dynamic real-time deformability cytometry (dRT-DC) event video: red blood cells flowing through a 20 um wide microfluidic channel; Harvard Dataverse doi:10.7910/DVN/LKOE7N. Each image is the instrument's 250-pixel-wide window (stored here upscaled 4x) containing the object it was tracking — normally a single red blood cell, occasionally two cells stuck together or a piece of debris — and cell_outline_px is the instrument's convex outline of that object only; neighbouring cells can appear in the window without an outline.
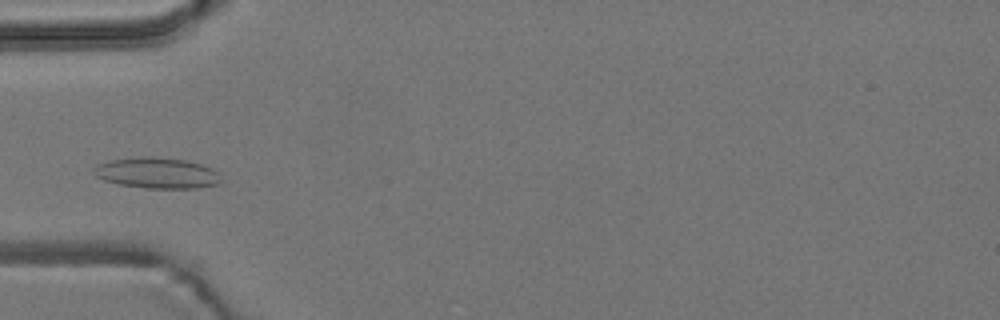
{"species": "common noctule bat (a hibernating species)", "species_latin": "Nyctalus noctula", "temperature_condition": "room temperature", "stored_images_in_passage": 3, "camera_frame_rate_fps": 3000, "um_per_image_px": 0.085, "animal": {"sex": "male", "body_mass_g": 19.2, "forearm_length_mm": 51.8}, "frame": {"image": 1, "passage_image": 3, "time_ms": 2.333, "image_size_px": [1000, 320], "cell_outline_px": [[224, 180], [216, 184], [196, 188], [148, 188], [120, 184], [104, 180], [96, 176], [92, 172], [92, 168], [108, 160], [144, 156], [152, 156], [184, 160], [200, 164], [212, 168]], "centroid_in_image_um": [13.33, 14.7], "position_along_channel_um": 71.7, "area_um2": 22.77}}